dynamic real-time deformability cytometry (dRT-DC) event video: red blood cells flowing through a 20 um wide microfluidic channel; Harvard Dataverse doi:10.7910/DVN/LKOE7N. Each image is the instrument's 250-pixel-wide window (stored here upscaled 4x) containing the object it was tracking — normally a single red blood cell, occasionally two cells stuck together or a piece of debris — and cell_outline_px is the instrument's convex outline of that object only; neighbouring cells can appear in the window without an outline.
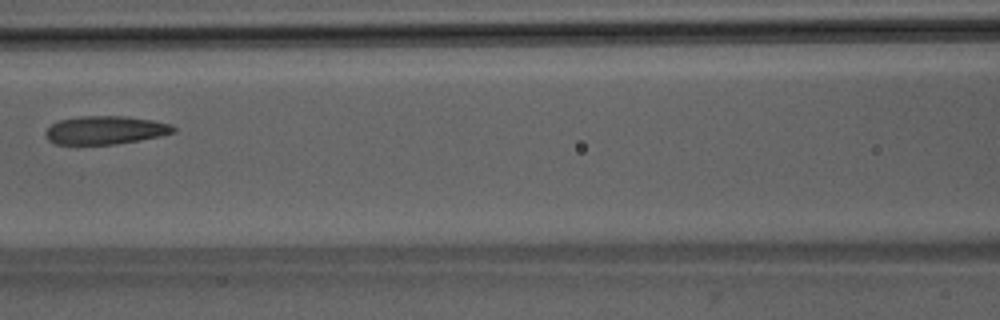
{"species": "Egyptian fruit bat (a non-hibernating species)", "species_latin": "Rousettus aegyptiacus", "temperature_condition": "room temperature", "stored_images_in_passage": 7, "camera_frame_rate_fps": 3000, "um_per_image_px": 0.085, "animal": {"sex": "male"}, "frame": {"image": 1, "passage_image": 7, "time_ms": 7.0, "image_size_px": [1000, 320], "cell_outline_px": [[176, 132], [160, 136], [116, 144], [56, 144], [48, 140], [44, 136], [44, 132], [52, 124], [60, 120], [80, 116], [128, 116], [152, 120], [172, 124], [176, 128]], "centroid_in_image_um": [8.96, 11.05], "position_along_channel_um": 157.6, "area_um2": 21.15}}